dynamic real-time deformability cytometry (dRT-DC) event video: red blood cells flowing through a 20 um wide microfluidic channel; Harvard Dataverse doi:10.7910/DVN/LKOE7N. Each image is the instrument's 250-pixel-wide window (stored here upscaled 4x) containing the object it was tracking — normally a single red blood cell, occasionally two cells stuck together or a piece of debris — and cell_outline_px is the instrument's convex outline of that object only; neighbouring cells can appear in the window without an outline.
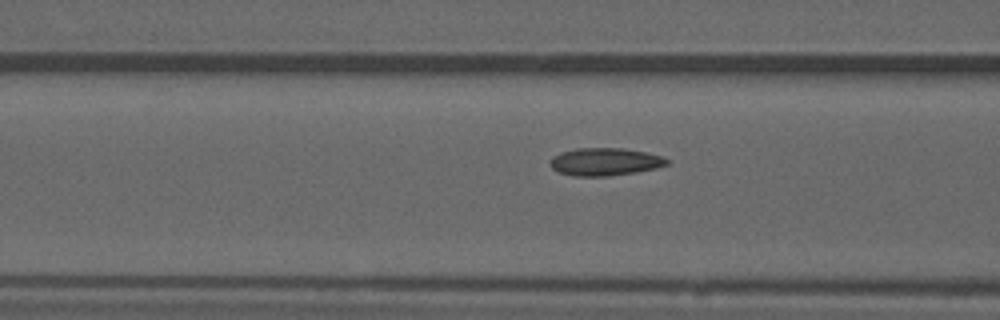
{"species": "common noctule bat (a hibernating species)", "species_latin": "Nyctalus noctula", "temperature_condition": "warm", "stored_images_in_passage": 48, "camera_frame_rate_fps": 3000, "um_per_image_px": 0.085, "animal": {"sex": "male", "forearm_length_mm": 52.5}, "frame": {"image": 1, "passage_image": 21, "time_ms": 6.667, "image_size_px": [1000, 320], "cell_outline_px": [[668, 164], [656, 168], [636, 172], [608, 176], [572, 176], [560, 172], [552, 168], [548, 164], [552, 156], [560, 152], [576, 148], [624, 148], [648, 152], [664, 156], [668, 160]], "centroid_in_image_um": [51.41, 13.74], "position_along_channel_um": 115.2, "area_um2": 19.07}, "authors_computed_cell_mechanics": {"area_um2": 18.3804, "velocity_mm_per_s": 3.8753, "shape_relaxation_time_tau1_ms": null, "shape_relaxation_time_tau2_ms": 3.5163, "deformation_change_tau1": null, "deformation_change_tau2": 0.0894}}